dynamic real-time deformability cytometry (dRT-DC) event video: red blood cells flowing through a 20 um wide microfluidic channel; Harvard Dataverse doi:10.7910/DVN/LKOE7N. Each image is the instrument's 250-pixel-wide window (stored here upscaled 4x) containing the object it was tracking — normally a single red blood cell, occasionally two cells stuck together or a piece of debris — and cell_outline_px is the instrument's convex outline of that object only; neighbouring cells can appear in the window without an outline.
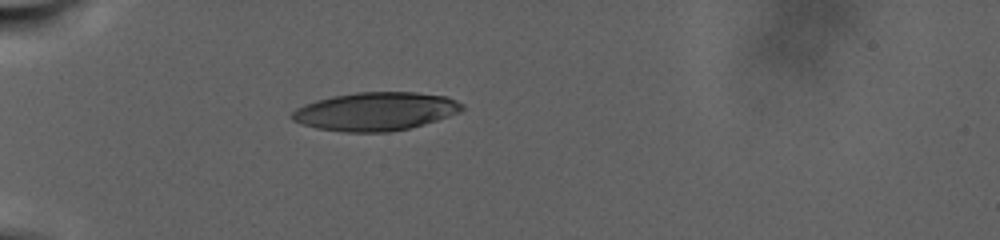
{"species": "human", "species_latin": "Homo sapiens", "temperature_condition": "warm", "stored_images_in_passage": 62, "camera_frame_rate_fps": 3000, "um_per_image_px": 0.085, "donor": {"sex": "male"}, "frame": {"image": 1, "passage_image": 1, "time_ms": 0.0, "image_size_px": [1000, 240], "cell_outline_px": [[464, 108], [460, 112], [424, 124], [408, 128], [388, 132], [344, 132], [316, 128], [300, 124], [292, 120], [288, 116], [296, 108], [304, 104], [316, 100], [332, 96], [356, 92], [416, 92], [448, 96], [464, 104]], "centroid_in_image_um": [31.9, 9.46], "position_along_channel_um": 53.1, "area_um2": 38.26}}
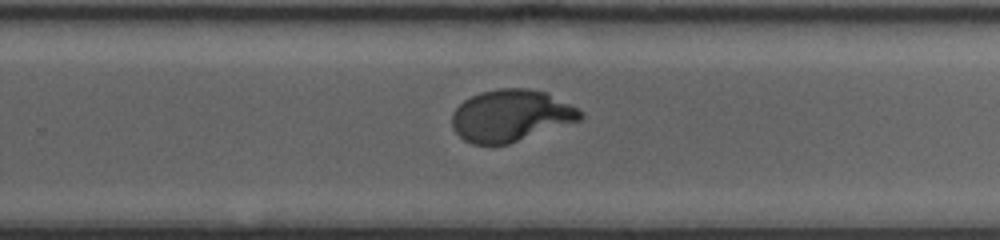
{"frame": {"image": 2, "passage_image": 34, "time_ms": 11.667, "image_size_px": [1000, 240], "cell_outline_px": [[584, 116], [580, 120], [508, 144], [472, 144], [464, 140], [452, 128], [452, 112], [464, 100], [480, 92], [500, 88], [528, 88], [548, 92], [584, 112]], "centroid_in_image_um": [43.42, 9.82], "position_along_channel_um": 286.4, "area_um2": 38.73}}
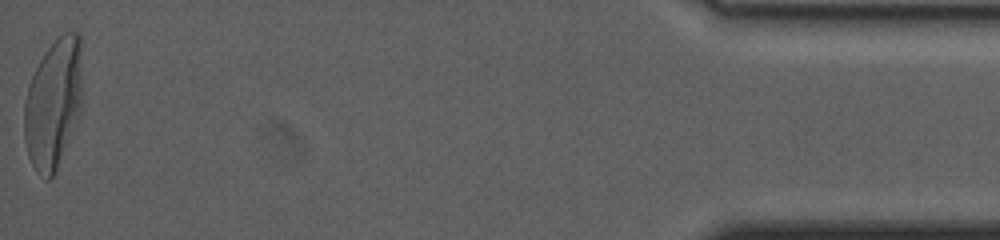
{"frame": {"image": 3, "passage_image": 62, "time_ms": 21.667, "image_size_px": [1000, 240], "cell_outline_px": [[84, 88], [80, 116], [56, 168], [52, 176], [48, 180], [44, 180], [36, 172], [28, 156], [24, 140], [24, 100], [28, 84], [44, 52], [64, 32], [80, 32]], "centroid_in_image_um": [4.57, 8.77], "position_along_channel_um": 430.6, "area_um2": 44.8}, "authors_computed_cell_mechanics": {"area_um2": 39.304, "velocity_mm_per_s": 2.2337, "shape_relaxation_time_tau1_ms": 7.4872, "shape_relaxation_time_tau2_ms": null, "deformation_change_tau1": 0.2769, "deformation_change_tau2": null}}